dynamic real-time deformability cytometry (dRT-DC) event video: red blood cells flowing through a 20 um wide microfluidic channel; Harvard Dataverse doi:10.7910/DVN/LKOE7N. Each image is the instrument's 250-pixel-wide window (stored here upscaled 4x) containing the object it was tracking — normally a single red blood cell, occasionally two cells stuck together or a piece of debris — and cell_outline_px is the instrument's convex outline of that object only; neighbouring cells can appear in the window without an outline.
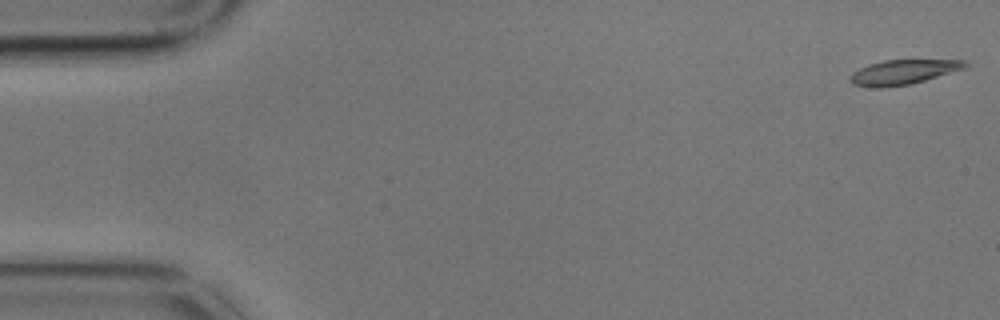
{"species": "common noctule bat (a hibernating species)", "species_latin": "Nyctalus noctula", "temperature_condition": "cold", "stored_images_in_passage": 10, "camera_frame_rate_fps": 3000, "um_per_image_px": 0.085, "animal": {"sex": "male", "body_mass_g": 17.9}, "frame": {"image": 1, "passage_image": 1, "time_ms": 0.0, "image_size_px": [1000, 320], "cell_outline_px": [[968, 64], [964, 68], [912, 84], [884, 88], [876, 88], [852, 84], [848, 80], [852, 72], [868, 64], [884, 60], [964, 60]], "centroid_in_image_um": [76.71, 6.14], "position_along_channel_um": 8.3, "area_um2": 16.53}}
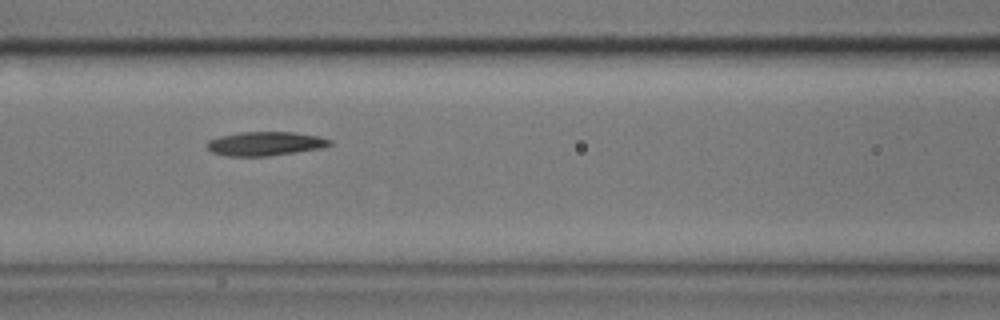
{"frame": {"image": 2, "passage_image": 7, "time_ms": 2.0, "image_size_px": [1000, 320], "cell_outline_px": [[332, 144], [324, 148], [268, 156], [228, 156], [212, 152], [204, 144], [208, 140], [220, 136], [240, 132], [292, 132], [320, 136], [332, 140]], "centroid_in_image_um": [22.56, 12.21], "position_along_channel_um": 144.0, "area_um2": 17.28}}
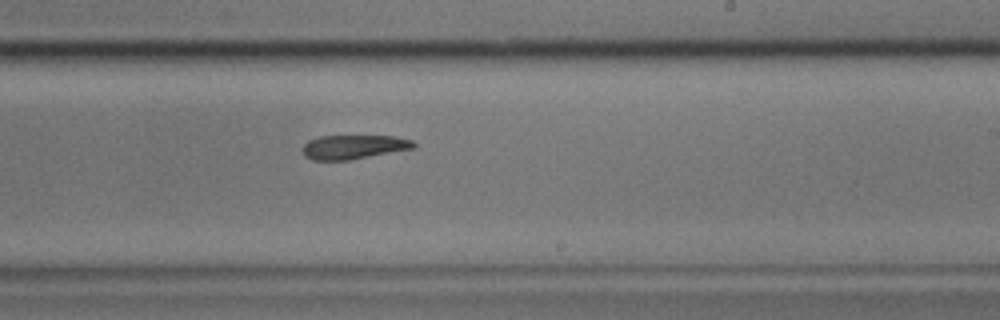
{"frame": {"image": 3, "passage_image": 10, "time_ms": 3.0, "image_size_px": [1000, 320], "cell_outline_px": [[416, 148], [348, 160], [312, 160], [304, 156], [304, 144], [308, 140], [320, 136], [392, 136], [412, 140], [416, 144]], "centroid_in_image_um": [30.07, 12.49], "position_along_channel_um": 258.9, "area_um2": 15.55}}